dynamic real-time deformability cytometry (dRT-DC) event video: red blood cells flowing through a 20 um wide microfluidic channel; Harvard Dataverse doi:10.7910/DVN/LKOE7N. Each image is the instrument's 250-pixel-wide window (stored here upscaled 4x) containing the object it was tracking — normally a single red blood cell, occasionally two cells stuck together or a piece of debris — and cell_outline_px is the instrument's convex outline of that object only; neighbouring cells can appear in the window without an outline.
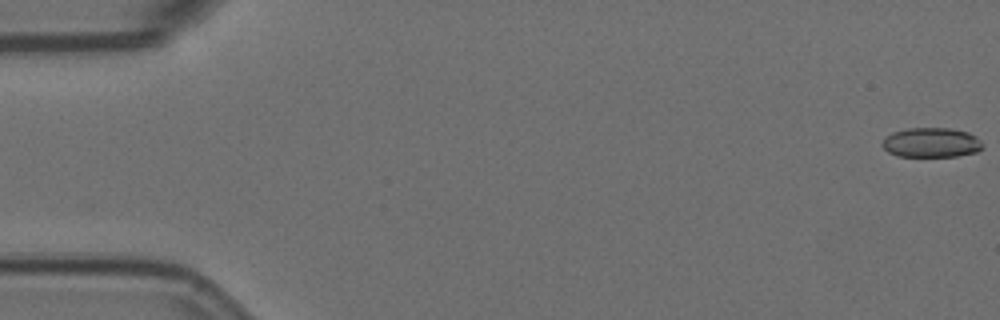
{"species": "Egyptian fruit bat (a non-hibernating species)", "species_latin": "Rousettus aegyptiacus", "temperature_condition": "room temperature", "stored_images_in_passage": 57, "camera_frame_rate_fps": 3000, "um_per_image_px": 0.085, "animal": {"sex": "female"}, "frame": {"image": 1, "passage_image": 1, "time_ms": 0.0, "image_size_px": [1000, 320], "cell_outline_px": [[984, 144], [976, 152], [956, 156], [896, 156], [888, 152], [880, 144], [892, 132], [908, 128], [952, 128], [968, 132], [976, 136]], "centroid_in_image_um": [79.16, 12.11], "position_along_channel_um": 5.8, "area_um2": 17.34}}
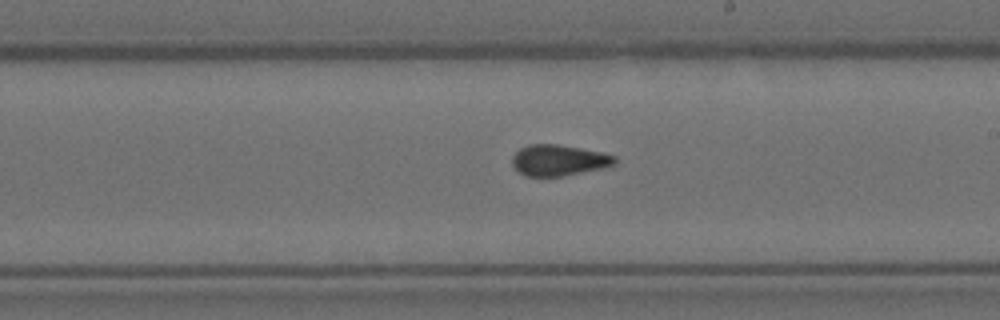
{"frame": {"image": 2, "passage_image": 33, "time_ms": 10.667, "image_size_px": [1000, 320], "cell_outline_px": [[616, 164], [604, 168], [564, 176], [524, 176], [512, 164], [512, 156], [520, 148], [528, 144], [556, 144], [580, 148], [600, 152], [616, 156]], "centroid_in_image_um": [47.5, 13.62], "position_along_channel_um": 241.5, "area_um2": 18.55}}
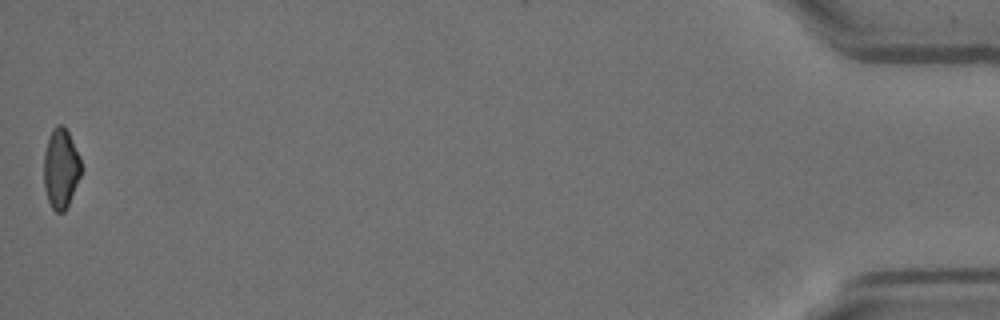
{"frame": {"image": 3, "passage_image": 57, "time_ms": 18.667, "image_size_px": [1000, 320], "cell_outline_px": [[80, 176], [68, 204], [64, 212], [56, 212], [52, 208], [48, 200], [44, 188], [44, 152], [48, 136], [52, 128], [56, 124], [64, 124], [80, 156]], "centroid_in_image_um": [5.15, 14.27], "position_along_channel_um": 430.1, "area_um2": 17.34}, "authors_computed_cell_mechanics": {"area_um2": 18.7272, "velocity_mm_per_s": 3.5918, "shape_relaxation_time_tau1_ms": null, "shape_relaxation_time_tau2_ms": 1.6309, "deformation_change_tau1": null, "deformation_change_tau2": 0.0702}}